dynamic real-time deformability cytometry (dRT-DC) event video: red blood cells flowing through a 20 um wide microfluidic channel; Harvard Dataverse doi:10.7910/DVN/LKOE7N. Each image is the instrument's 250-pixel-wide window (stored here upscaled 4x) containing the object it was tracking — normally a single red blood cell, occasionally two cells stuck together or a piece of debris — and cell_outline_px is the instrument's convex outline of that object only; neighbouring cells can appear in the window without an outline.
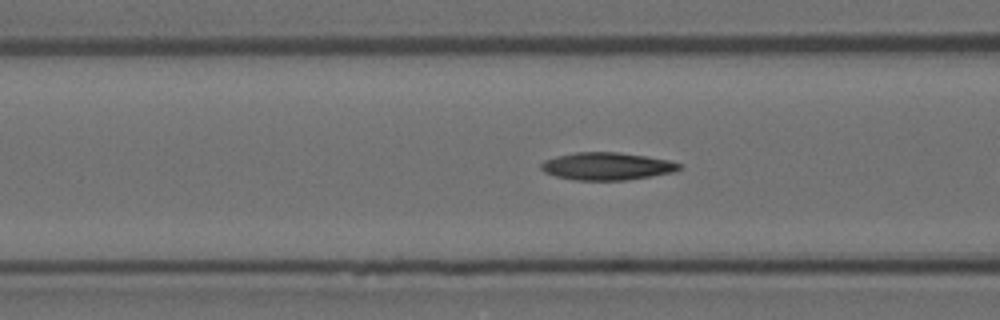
{"species": "Egyptian fruit bat (a non-hibernating species)", "species_latin": "Rousettus aegyptiacus", "temperature_condition": "room temperature", "stored_images_in_passage": 29, "camera_frame_rate_fps": 3000, "um_per_image_px": 0.085, "animal": {"sex": "female"}, "frame": {"image": 1, "passage_image": 5, "time_ms": 1.333, "image_size_px": [1000, 320], "cell_outline_px": [[684, 168], [676, 172], [624, 180], [576, 180], [556, 176], [544, 172], [540, 168], [540, 164], [544, 160], [556, 156], [576, 152], [620, 152], [648, 156], [668, 160], [684, 164]], "centroid_in_image_um": [51.64, 14.12], "position_along_channel_um": 115.0, "area_um2": 22.43}}
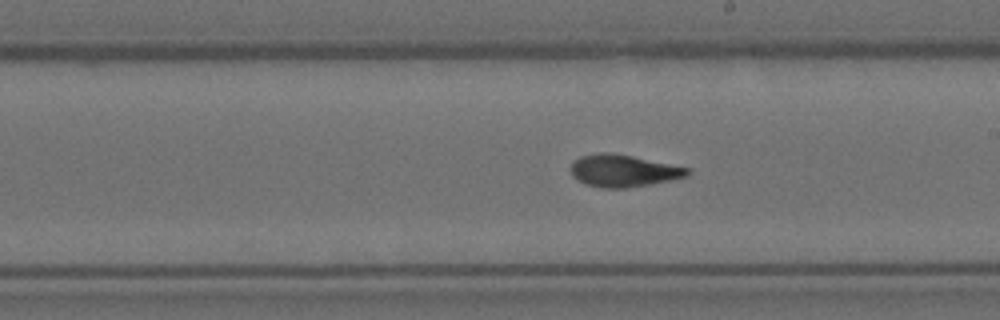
{"frame": {"image": 2, "passage_image": 15, "time_ms": 4.667, "image_size_px": [1000, 320], "cell_outline_px": [[692, 172], [688, 176], [672, 180], [652, 184], [624, 188], [600, 188], [584, 184], [572, 176], [572, 160], [580, 156], [600, 152], [612, 152], [632, 156], [688, 168]], "centroid_in_image_um": [52.97, 14.52], "position_along_channel_um": 236.0, "area_um2": 21.96}}
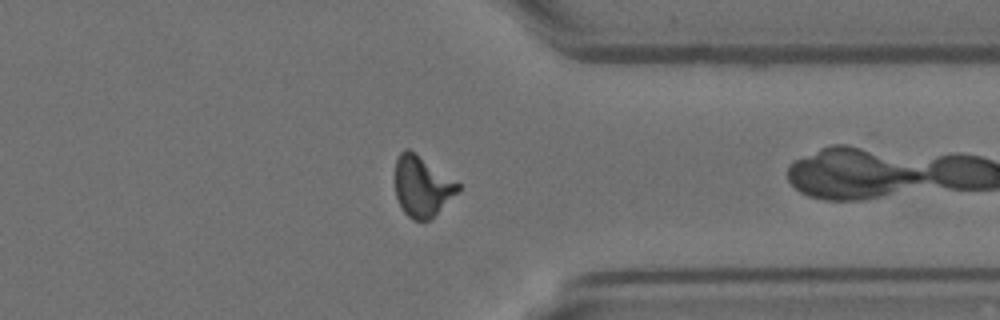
{"frame": {"image": 3, "passage_image": 27, "time_ms": 8.667, "image_size_px": [1000, 320], "cell_outline_px": [[460, 188], [428, 220], [412, 220], [404, 212], [396, 196], [396, 160], [400, 152], [404, 148], [408, 148], [460, 184]], "centroid_in_image_um": [35.83, 15.82], "position_along_channel_um": 375.6, "area_um2": 21.39}}